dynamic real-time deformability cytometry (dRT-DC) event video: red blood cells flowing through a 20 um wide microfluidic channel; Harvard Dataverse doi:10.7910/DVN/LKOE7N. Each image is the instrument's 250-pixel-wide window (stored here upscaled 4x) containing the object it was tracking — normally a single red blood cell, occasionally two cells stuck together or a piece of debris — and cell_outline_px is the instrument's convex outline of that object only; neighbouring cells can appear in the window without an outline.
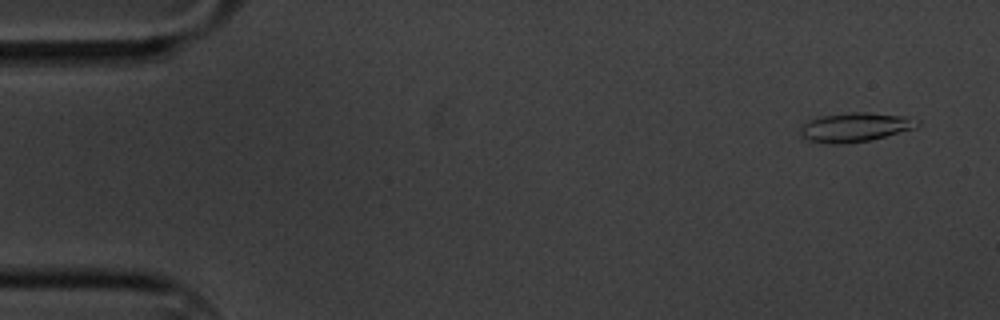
{"species": "common noctule bat (a hibernating species)", "species_latin": "Nyctalus noctula", "temperature_condition": "cold", "stored_images_in_passage": 59, "camera_frame_rate_fps": 3000, "um_per_image_px": 0.085, "animal": {"sex": "male", "body_mass_g": 20.1, "forearm_length_mm": 53.5}, "frame": {"image": 1, "passage_image": 3, "time_ms": 0.667, "image_size_px": [1000, 320], "cell_outline_px": [[920, 124], [916, 128], [872, 140], [848, 144], [824, 144], [808, 140], [800, 136], [800, 128], [808, 120], [820, 116], [848, 112], [868, 112], [904, 116], [920, 120]], "centroid_in_image_um": [72.68, 10.82], "position_along_channel_um": 12.3, "area_um2": 20.29}}
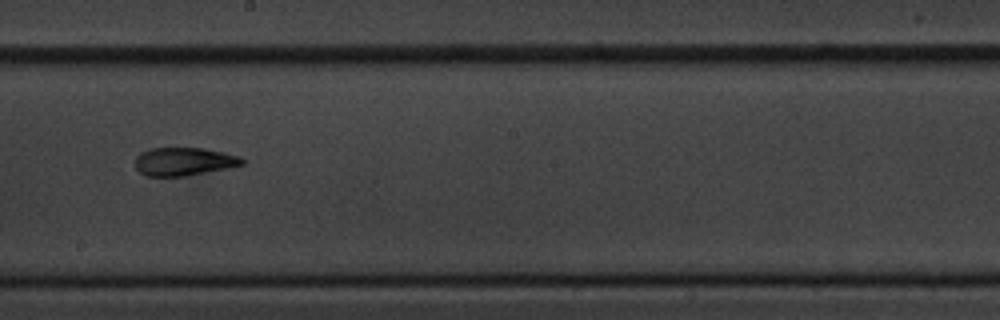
{"frame": {"image": 2, "passage_image": 33, "time_ms": 10.667, "image_size_px": [1000, 320], "cell_outline_px": [[244, 164], [228, 168], [184, 176], [148, 176], [140, 172], [136, 168], [136, 156], [140, 152], [152, 148], [204, 148], [224, 152], [240, 156], [244, 160]], "centroid_in_image_um": [15.64, 13.72], "position_along_channel_um": 232.6, "area_um2": 17.51}}
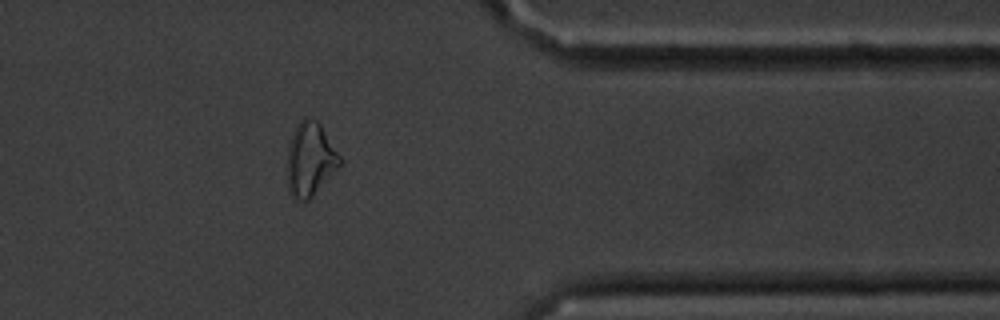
{"frame": {"image": 3, "passage_image": 48, "time_ms": 15.667, "image_size_px": [1000, 320], "cell_outline_px": [[344, 164], [308, 200], [292, 200], [288, 192], [288, 144], [300, 120], [304, 116], [308, 116], [316, 120], [320, 124], [344, 160]], "centroid_in_image_um": [26.4, 13.56], "position_along_channel_um": 385.0, "area_um2": 22.95}, "authors_computed_cell_mechanics": {"area_um2": 18.7272, "velocity_mm_per_s": 3.3317, "shape_relaxation_time_tau1_ms": 6.7487, "shape_relaxation_time_tau2_ms": 3.2821, "deformation_change_tau1": 0.2342, "deformation_change_tau2": 0.1255}}